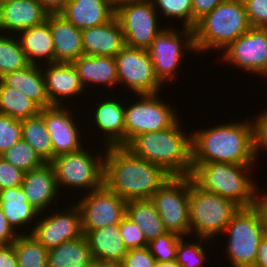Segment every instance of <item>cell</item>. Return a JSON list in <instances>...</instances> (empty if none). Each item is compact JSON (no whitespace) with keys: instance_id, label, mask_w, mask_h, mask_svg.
<instances>
[{"instance_id":"cell-51","label":"cell","mask_w":267,"mask_h":267,"mask_svg":"<svg viewBox=\"0 0 267 267\" xmlns=\"http://www.w3.org/2000/svg\"><path fill=\"white\" fill-rule=\"evenodd\" d=\"M39 2L49 14H59L69 0H39Z\"/></svg>"},{"instance_id":"cell-24","label":"cell","mask_w":267,"mask_h":267,"mask_svg":"<svg viewBox=\"0 0 267 267\" xmlns=\"http://www.w3.org/2000/svg\"><path fill=\"white\" fill-rule=\"evenodd\" d=\"M82 232L94 263H122L127 249L122 241L119 224Z\"/></svg>"},{"instance_id":"cell-13","label":"cell","mask_w":267,"mask_h":267,"mask_svg":"<svg viewBox=\"0 0 267 267\" xmlns=\"http://www.w3.org/2000/svg\"><path fill=\"white\" fill-rule=\"evenodd\" d=\"M114 58L118 85H126L136 95L161 92L163 85L156 78L147 49L125 46Z\"/></svg>"},{"instance_id":"cell-19","label":"cell","mask_w":267,"mask_h":267,"mask_svg":"<svg viewBox=\"0 0 267 267\" xmlns=\"http://www.w3.org/2000/svg\"><path fill=\"white\" fill-rule=\"evenodd\" d=\"M41 69L45 78L46 93L51 106H63L64 99H72L85 91L81 84L77 70L72 63L55 62L44 64ZM63 98V99H62Z\"/></svg>"},{"instance_id":"cell-35","label":"cell","mask_w":267,"mask_h":267,"mask_svg":"<svg viewBox=\"0 0 267 267\" xmlns=\"http://www.w3.org/2000/svg\"><path fill=\"white\" fill-rule=\"evenodd\" d=\"M25 52L15 34L5 36L0 33V79L6 74L20 70L28 66Z\"/></svg>"},{"instance_id":"cell-20","label":"cell","mask_w":267,"mask_h":267,"mask_svg":"<svg viewBox=\"0 0 267 267\" xmlns=\"http://www.w3.org/2000/svg\"><path fill=\"white\" fill-rule=\"evenodd\" d=\"M48 14L39 0L0 2V32L17 35L46 21Z\"/></svg>"},{"instance_id":"cell-39","label":"cell","mask_w":267,"mask_h":267,"mask_svg":"<svg viewBox=\"0 0 267 267\" xmlns=\"http://www.w3.org/2000/svg\"><path fill=\"white\" fill-rule=\"evenodd\" d=\"M181 238L180 235L167 232L149 241L147 247L156 262H172L176 260V250Z\"/></svg>"},{"instance_id":"cell-50","label":"cell","mask_w":267,"mask_h":267,"mask_svg":"<svg viewBox=\"0 0 267 267\" xmlns=\"http://www.w3.org/2000/svg\"><path fill=\"white\" fill-rule=\"evenodd\" d=\"M253 267H267V232L262 237Z\"/></svg>"},{"instance_id":"cell-5","label":"cell","mask_w":267,"mask_h":267,"mask_svg":"<svg viewBox=\"0 0 267 267\" xmlns=\"http://www.w3.org/2000/svg\"><path fill=\"white\" fill-rule=\"evenodd\" d=\"M252 26L242 0H225L200 18L193 28L196 53L223 51Z\"/></svg>"},{"instance_id":"cell-48","label":"cell","mask_w":267,"mask_h":267,"mask_svg":"<svg viewBox=\"0 0 267 267\" xmlns=\"http://www.w3.org/2000/svg\"><path fill=\"white\" fill-rule=\"evenodd\" d=\"M0 267H18L17 257L12 244L0 245Z\"/></svg>"},{"instance_id":"cell-14","label":"cell","mask_w":267,"mask_h":267,"mask_svg":"<svg viewBox=\"0 0 267 267\" xmlns=\"http://www.w3.org/2000/svg\"><path fill=\"white\" fill-rule=\"evenodd\" d=\"M75 203L80 210L82 231L119 224L126 215V201L105 185L85 192Z\"/></svg>"},{"instance_id":"cell-34","label":"cell","mask_w":267,"mask_h":267,"mask_svg":"<svg viewBox=\"0 0 267 267\" xmlns=\"http://www.w3.org/2000/svg\"><path fill=\"white\" fill-rule=\"evenodd\" d=\"M18 267H48V249L32 234H20L12 243Z\"/></svg>"},{"instance_id":"cell-11","label":"cell","mask_w":267,"mask_h":267,"mask_svg":"<svg viewBox=\"0 0 267 267\" xmlns=\"http://www.w3.org/2000/svg\"><path fill=\"white\" fill-rule=\"evenodd\" d=\"M159 93L138 94L137 101L125 103V146L139 134L170 128L180 118Z\"/></svg>"},{"instance_id":"cell-42","label":"cell","mask_w":267,"mask_h":267,"mask_svg":"<svg viewBox=\"0 0 267 267\" xmlns=\"http://www.w3.org/2000/svg\"><path fill=\"white\" fill-rule=\"evenodd\" d=\"M252 27L267 28V0H242Z\"/></svg>"},{"instance_id":"cell-29","label":"cell","mask_w":267,"mask_h":267,"mask_svg":"<svg viewBox=\"0 0 267 267\" xmlns=\"http://www.w3.org/2000/svg\"><path fill=\"white\" fill-rule=\"evenodd\" d=\"M0 208L11 227L15 231L17 230L18 234H27L24 228L27 229L28 224L34 223L37 220L36 217L39 216L37 210L27 202L25 193L20 186L0 190Z\"/></svg>"},{"instance_id":"cell-53","label":"cell","mask_w":267,"mask_h":267,"mask_svg":"<svg viewBox=\"0 0 267 267\" xmlns=\"http://www.w3.org/2000/svg\"><path fill=\"white\" fill-rule=\"evenodd\" d=\"M135 0H108V2L116 9L118 6Z\"/></svg>"},{"instance_id":"cell-40","label":"cell","mask_w":267,"mask_h":267,"mask_svg":"<svg viewBox=\"0 0 267 267\" xmlns=\"http://www.w3.org/2000/svg\"><path fill=\"white\" fill-rule=\"evenodd\" d=\"M21 139V120L0 114V155Z\"/></svg>"},{"instance_id":"cell-26","label":"cell","mask_w":267,"mask_h":267,"mask_svg":"<svg viewBox=\"0 0 267 267\" xmlns=\"http://www.w3.org/2000/svg\"><path fill=\"white\" fill-rule=\"evenodd\" d=\"M72 65L77 70L84 89L92 84L115 89L118 86L117 66L114 57L83 54ZM86 86V87H85Z\"/></svg>"},{"instance_id":"cell-44","label":"cell","mask_w":267,"mask_h":267,"mask_svg":"<svg viewBox=\"0 0 267 267\" xmlns=\"http://www.w3.org/2000/svg\"><path fill=\"white\" fill-rule=\"evenodd\" d=\"M253 124V139H254V155L257 161L260 157L258 152L265 150L267 152V109L254 118ZM258 156V157H257Z\"/></svg>"},{"instance_id":"cell-45","label":"cell","mask_w":267,"mask_h":267,"mask_svg":"<svg viewBox=\"0 0 267 267\" xmlns=\"http://www.w3.org/2000/svg\"><path fill=\"white\" fill-rule=\"evenodd\" d=\"M155 263V258L146 246L127 250L121 264L123 267H154Z\"/></svg>"},{"instance_id":"cell-17","label":"cell","mask_w":267,"mask_h":267,"mask_svg":"<svg viewBox=\"0 0 267 267\" xmlns=\"http://www.w3.org/2000/svg\"><path fill=\"white\" fill-rule=\"evenodd\" d=\"M63 106H50L40 109L46 129L53 145V158L60 154L72 153L81 150L83 134H80V125L73 117V110ZM76 120V121H75Z\"/></svg>"},{"instance_id":"cell-7","label":"cell","mask_w":267,"mask_h":267,"mask_svg":"<svg viewBox=\"0 0 267 267\" xmlns=\"http://www.w3.org/2000/svg\"><path fill=\"white\" fill-rule=\"evenodd\" d=\"M225 251L232 267H253L259 243L266 233L261 215L255 206L239 208L224 230Z\"/></svg>"},{"instance_id":"cell-4","label":"cell","mask_w":267,"mask_h":267,"mask_svg":"<svg viewBox=\"0 0 267 267\" xmlns=\"http://www.w3.org/2000/svg\"><path fill=\"white\" fill-rule=\"evenodd\" d=\"M252 168L223 162L192 164L190 176L200 188L247 208L255 206L256 199L257 182L249 176L254 172Z\"/></svg>"},{"instance_id":"cell-2","label":"cell","mask_w":267,"mask_h":267,"mask_svg":"<svg viewBox=\"0 0 267 267\" xmlns=\"http://www.w3.org/2000/svg\"><path fill=\"white\" fill-rule=\"evenodd\" d=\"M243 120L194 130L192 164L223 162L255 166L253 124L251 119Z\"/></svg>"},{"instance_id":"cell-52","label":"cell","mask_w":267,"mask_h":267,"mask_svg":"<svg viewBox=\"0 0 267 267\" xmlns=\"http://www.w3.org/2000/svg\"><path fill=\"white\" fill-rule=\"evenodd\" d=\"M154 267H181V266L178 265L176 261H172L167 263L156 262Z\"/></svg>"},{"instance_id":"cell-18","label":"cell","mask_w":267,"mask_h":267,"mask_svg":"<svg viewBox=\"0 0 267 267\" xmlns=\"http://www.w3.org/2000/svg\"><path fill=\"white\" fill-rule=\"evenodd\" d=\"M101 98L102 102L99 100L97 105H93L94 109L91 107L93 113H88L92 117L90 122L92 125L95 124L92 127H96L99 134L103 133L102 141L105 147L125 146V103H121L116 97Z\"/></svg>"},{"instance_id":"cell-47","label":"cell","mask_w":267,"mask_h":267,"mask_svg":"<svg viewBox=\"0 0 267 267\" xmlns=\"http://www.w3.org/2000/svg\"><path fill=\"white\" fill-rule=\"evenodd\" d=\"M19 235L11 227L3 210L0 208V245L12 244Z\"/></svg>"},{"instance_id":"cell-43","label":"cell","mask_w":267,"mask_h":267,"mask_svg":"<svg viewBox=\"0 0 267 267\" xmlns=\"http://www.w3.org/2000/svg\"><path fill=\"white\" fill-rule=\"evenodd\" d=\"M24 173L0 156V190L21 186Z\"/></svg>"},{"instance_id":"cell-41","label":"cell","mask_w":267,"mask_h":267,"mask_svg":"<svg viewBox=\"0 0 267 267\" xmlns=\"http://www.w3.org/2000/svg\"><path fill=\"white\" fill-rule=\"evenodd\" d=\"M119 227L122 241L127 250L142 248L148 245V242L143 235V231L126 215L119 223Z\"/></svg>"},{"instance_id":"cell-8","label":"cell","mask_w":267,"mask_h":267,"mask_svg":"<svg viewBox=\"0 0 267 267\" xmlns=\"http://www.w3.org/2000/svg\"><path fill=\"white\" fill-rule=\"evenodd\" d=\"M90 151L83 147L76 152L57 155L49 162L53 167L58 189L84 188L90 193L104 185L105 153L99 155L96 152L94 156Z\"/></svg>"},{"instance_id":"cell-55","label":"cell","mask_w":267,"mask_h":267,"mask_svg":"<svg viewBox=\"0 0 267 267\" xmlns=\"http://www.w3.org/2000/svg\"><path fill=\"white\" fill-rule=\"evenodd\" d=\"M6 1H10V0H0V2H6Z\"/></svg>"},{"instance_id":"cell-36","label":"cell","mask_w":267,"mask_h":267,"mask_svg":"<svg viewBox=\"0 0 267 267\" xmlns=\"http://www.w3.org/2000/svg\"><path fill=\"white\" fill-rule=\"evenodd\" d=\"M0 156L23 172H29L45 163L35 150L23 139L15 143Z\"/></svg>"},{"instance_id":"cell-22","label":"cell","mask_w":267,"mask_h":267,"mask_svg":"<svg viewBox=\"0 0 267 267\" xmlns=\"http://www.w3.org/2000/svg\"><path fill=\"white\" fill-rule=\"evenodd\" d=\"M82 44L85 55L115 57L125 47L116 16L102 25L83 29Z\"/></svg>"},{"instance_id":"cell-27","label":"cell","mask_w":267,"mask_h":267,"mask_svg":"<svg viewBox=\"0 0 267 267\" xmlns=\"http://www.w3.org/2000/svg\"><path fill=\"white\" fill-rule=\"evenodd\" d=\"M16 36L30 64L41 66V59L42 61L46 60L43 61L45 64L55 63L54 44L48 16L43 23L21 31Z\"/></svg>"},{"instance_id":"cell-21","label":"cell","mask_w":267,"mask_h":267,"mask_svg":"<svg viewBox=\"0 0 267 267\" xmlns=\"http://www.w3.org/2000/svg\"><path fill=\"white\" fill-rule=\"evenodd\" d=\"M20 187L25 193L27 202L38 213L48 211L46 209L58 200L57 196L61 197L58 194L61 190L58 189L55 173L50 163H44L36 169L25 172Z\"/></svg>"},{"instance_id":"cell-1","label":"cell","mask_w":267,"mask_h":267,"mask_svg":"<svg viewBox=\"0 0 267 267\" xmlns=\"http://www.w3.org/2000/svg\"><path fill=\"white\" fill-rule=\"evenodd\" d=\"M103 147L104 185L126 202L150 199L171 176L161 166L135 156L125 146Z\"/></svg>"},{"instance_id":"cell-12","label":"cell","mask_w":267,"mask_h":267,"mask_svg":"<svg viewBox=\"0 0 267 267\" xmlns=\"http://www.w3.org/2000/svg\"><path fill=\"white\" fill-rule=\"evenodd\" d=\"M157 14L151 0H135L118 6L115 16L122 29L125 46L147 49L165 28L159 25Z\"/></svg>"},{"instance_id":"cell-6","label":"cell","mask_w":267,"mask_h":267,"mask_svg":"<svg viewBox=\"0 0 267 267\" xmlns=\"http://www.w3.org/2000/svg\"><path fill=\"white\" fill-rule=\"evenodd\" d=\"M191 236L215 239L223 235L233 215L240 208L232 201L200 188L192 179L189 186Z\"/></svg>"},{"instance_id":"cell-25","label":"cell","mask_w":267,"mask_h":267,"mask_svg":"<svg viewBox=\"0 0 267 267\" xmlns=\"http://www.w3.org/2000/svg\"><path fill=\"white\" fill-rule=\"evenodd\" d=\"M59 14L83 30L110 21L115 16V8L108 0H69Z\"/></svg>"},{"instance_id":"cell-46","label":"cell","mask_w":267,"mask_h":267,"mask_svg":"<svg viewBox=\"0 0 267 267\" xmlns=\"http://www.w3.org/2000/svg\"><path fill=\"white\" fill-rule=\"evenodd\" d=\"M225 0H192L193 28L197 21Z\"/></svg>"},{"instance_id":"cell-54","label":"cell","mask_w":267,"mask_h":267,"mask_svg":"<svg viewBox=\"0 0 267 267\" xmlns=\"http://www.w3.org/2000/svg\"><path fill=\"white\" fill-rule=\"evenodd\" d=\"M94 267H123L122 264L117 263H94Z\"/></svg>"},{"instance_id":"cell-33","label":"cell","mask_w":267,"mask_h":267,"mask_svg":"<svg viewBox=\"0 0 267 267\" xmlns=\"http://www.w3.org/2000/svg\"><path fill=\"white\" fill-rule=\"evenodd\" d=\"M22 139L25 140L45 162L53 159V145L44 118L35 117L21 120Z\"/></svg>"},{"instance_id":"cell-32","label":"cell","mask_w":267,"mask_h":267,"mask_svg":"<svg viewBox=\"0 0 267 267\" xmlns=\"http://www.w3.org/2000/svg\"><path fill=\"white\" fill-rule=\"evenodd\" d=\"M40 109L24 93L7 86L0 79V114L23 120L37 116L40 113Z\"/></svg>"},{"instance_id":"cell-38","label":"cell","mask_w":267,"mask_h":267,"mask_svg":"<svg viewBox=\"0 0 267 267\" xmlns=\"http://www.w3.org/2000/svg\"><path fill=\"white\" fill-rule=\"evenodd\" d=\"M155 10L167 18L182 21L183 27L193 29L192 0H151Z\"/></svg>"},{"instance_id":"cell-49","label":"cell","mask_w":267,"mask_h":267,"mask_svg":"<svg viewBox=\"0 0 267 267\" xmlns=\"http://www.w3.org/2000/svg\"><path fill=\"white\" fill-rule=\"evenodd\" d=\"M260 189L257 187L256 189V199H255V207L258 209L262 222L264 224V228L266 229L267 232V191H263V195L260 193L261 191L258 190ZM259 191V192H258ZM261 194V196H259Z\"/></svg>"},{"instance_id":"cell-15","label":"cell","mask_w":267,"mask_h":267,"mask_svg":"<svg viewBox=\"0 0 267 267\" xmlns=\"http://www.w3.org/2000/svg\"><path fill=\"white\" fill-rule=\"evenodd\" d=\"M221 52L225 63L264 78L267 76V28L251 27Z\"/></svg>"},{"instance_id":"cell-31","label":"cell","mask_w":267,"mask_h":267,"mask_svg":"<svg viewBox=\"0 0 267 267\" xmlns=\"http://www.w3.org/2000/svg\"><path fill=\"white\" fill-rule=\"evenodd\" d=\"M126 216L140 227L147 242L167 233L164 223L150 199L127 201Z\"/></svg>"},{"instance_id":"cell-10","label":"cell","mask_w":267,"mask_h":267,"mask_svg":"<svg viewBox=\"0 0 267 267\" xmlns=\"http://www.w3.org/2000/svg\"><path fill=\"white\" fill-rule=\"evenodd\" d=\"M181 27L183 30L177 31L166 26L147 48L156 78L162 85L176 80L184 52L196 51L193 29Z\"/></svg>"},{"instance_id":"cell-9","label":"cell","mask_w":267,"mask_h":267,"mask_svg":"<svg viewBox=\"0 0 267 267\" xmlns=\"http://www.w3.org/2000/svg\"><path fill=\"white\" fill-rule=\"evenodd\" d=\"M191 179L190 175L170 176L150 198L166 231L186 238L191 237L188 203Z\"/></svg>"},{"instance_id":"cell-30","label":"cell","mask_w":267,"mask_h":267,"mask_svg":"<svg viewBox=\"0 0 267 267\" xmlns=\"http://www.w3.org/2000/svg\"><path fill=\"white\" fill-rule=\"evenodd\" d=\"M47 262L48 267H94V260L84 234L50 249Z\"/></svg>"},{"instance_id":"cell-28","label":"cell","mask_w":267,"mask_h":267,"mask_svg":"<svg viewBox=\"0 0 267 267\" xmlns=\"http://www.w3.org/2000/svg\"><path fill=\"white\" fill-rule=\"evenodd\" d=\"M1 80L21 91L41 109L51 106L46 93L45 78L41 66L29 64L23 69L6 74Z\"/></svg>"},{"instance_id":"cell-16","label":"cell","mask_w":267,"mask_h":267,"mask_svg":"<svg viewBox=\"0 0 267 267\" xmlns=\"http://www.w3.org/2000/svg\"><path fill=\"white\" fill-rule=\"evenodd\" d=\"M74 205V206H73ZM39 213L33 227L26 232L32 234L46 249L58 247L64 241L76 239L83 235L81 214L76 203L71 204L64 211ZM41 214L44 216L42 217ZM40 217V218H39ZM31 230V231H29Z\"/></svg>"},{"instance_id":"cell-37","label":"cell","mask_w":267,"mask_h":267,"mask_svg":"<svg viewBox=\"0 0 267 267\" xmlns=\"http://www.w3.org/2000/svg\"><path fill=\"white\" fill-rule=\"evenodd\" d=\"M211 241L205 238H198L197 242L192 241L189 243V241L186 242V238L182 237L178 242L175 261L181 267H203L205 261H207L206 249L203 246Z\"/></svg>"},{"instance_id":"cell-23","label":"cell","mask_w":267,"mask_h":267,"mask_svg":"<svg viewBox=\"0 0 267 267\" xmlns=\"http://www.w3.org/2000/svg\"><path fill=\"white\" fill-rule=\"evenodd\" d=\"M52 34L55 62L72 63L84 54L82 30L60 14H48Z\"/></svg>"},{"instance_id":"cell-3","label":"cell","mask_w":267,"mask_h":267,"mask_svg":"<svg viewBox=\"0 0 267 267\" xmlns=\"http://www.w3.org/2000/svg\"><path fill=\"white\" fill-rule=\"evenodd\" d=\"M181 125L178 119L165 130L139 134L125 147L171 176H188L192 172V131L185 133Z\"/></svg>"}]
</instances>
